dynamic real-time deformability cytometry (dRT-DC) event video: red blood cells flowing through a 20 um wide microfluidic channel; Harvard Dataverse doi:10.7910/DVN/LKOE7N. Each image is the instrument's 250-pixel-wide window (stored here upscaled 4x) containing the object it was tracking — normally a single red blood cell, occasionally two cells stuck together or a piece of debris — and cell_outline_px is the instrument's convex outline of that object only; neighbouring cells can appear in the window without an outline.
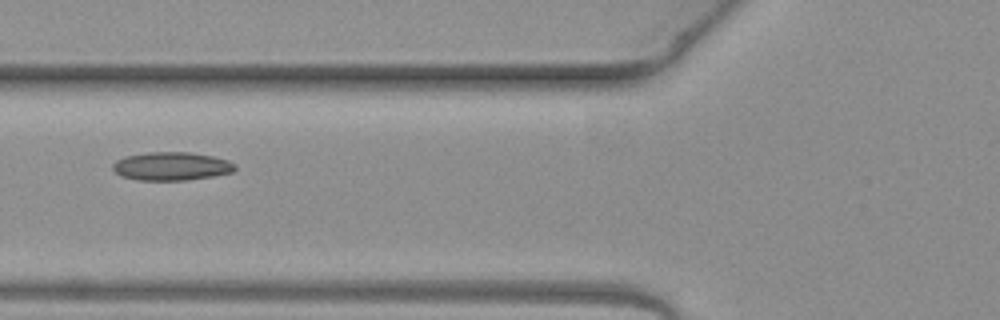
{"species": "common noctule bat (a hibernating species)", "species_latin": "Nyctalus noctula", "temperature_condition": "warm", "stored_images_in_passage": 6, "camera_frame_rate_fps": 3000, "um_per_image_px": 0.085, "animal": {"sex": "female", "body_mass_g": 19.3, "forearm_length_mm": 54.1}, "frame": {"image": 1, "passage_image": 5, "time_ms": 1.333, "image_size_px": [1000, 320], "cell_outline_px": [[236, 168], [232, 172], [212, 176], [184, 180], [140, 180], [120, 176], [112, 168], [112, 164], [116, 160], [124, 156], [148, 152], [188, 152], [212, 156], [228, 160], [236, 164]], "centroid_in_image_um": [14.55, 14.12], "position_along_channel_um": 111.2, "area_um2": 20.17}}
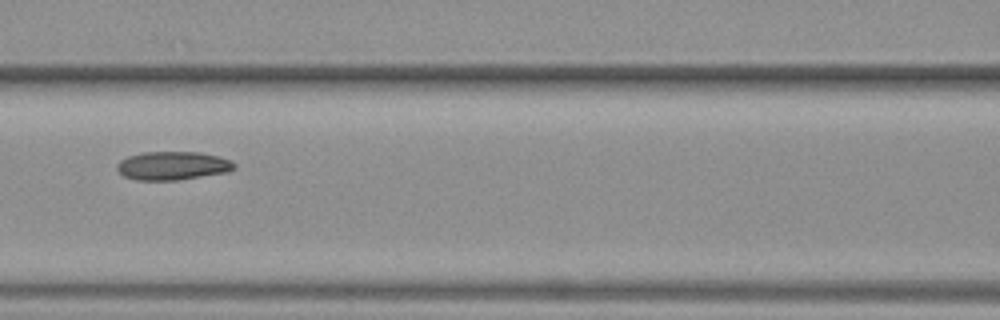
{"frame": {"image": 2, "passage_image": 6, "time_ms": 1.667, "image_size_px": [1000, 320], "cell_outline_px": [[236, 168], [228, 172], [176, 180], [136, 180], [124, 176], [116, 168], [116, 164], [120, 160], [128, 156], [144, 152], [200, 152], [220, 156], [232, 160], [236, 164]], "centroid_in_image_um": [14.7, 14.08], "position_along_channel_um": 151.9, "area_um2": 19.59}}